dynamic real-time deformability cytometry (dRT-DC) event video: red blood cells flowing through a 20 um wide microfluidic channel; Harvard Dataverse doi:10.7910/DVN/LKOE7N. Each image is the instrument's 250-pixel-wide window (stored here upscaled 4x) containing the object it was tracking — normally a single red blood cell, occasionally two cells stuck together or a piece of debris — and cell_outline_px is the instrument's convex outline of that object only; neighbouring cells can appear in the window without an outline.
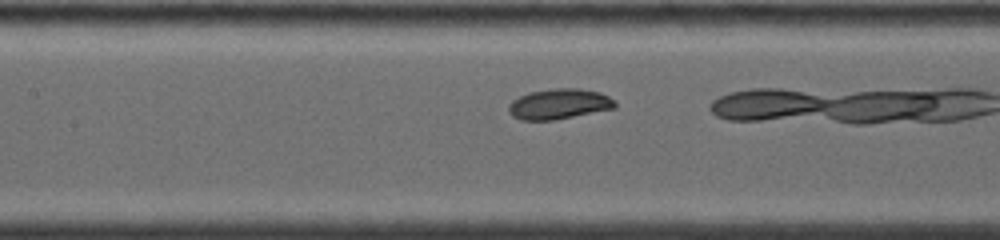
{"species": "common noctule bat (a hibernating species)", "species_latin": "Nyctalus noctula", "temperature_condition": "warm", "stored_images_in_passage": 29, "camera_frame_rate_fps": 5000, "um_per_image_px": 0.085, "animal": {"sex": "female", "body_mass_g": 19.0, "forearm_length_mm": 53.3}, "frame": {"image": 1, "passage_image": 9, "time_ms": 2.6, "image_size_px": [1000, 240], "cell_outline_px": [[616, 108], [556, 120], [520, 120], [512, 116], [508, 112], [508, 104], [512, 100], [528, 92], [556, 88], [580, 88], [600, 92], [608, 96], [616, 104]], "centroid_in_image_um": [47.49, 8.84], "position_along_channel_um": 159.9, "area_um2": 19.02}}